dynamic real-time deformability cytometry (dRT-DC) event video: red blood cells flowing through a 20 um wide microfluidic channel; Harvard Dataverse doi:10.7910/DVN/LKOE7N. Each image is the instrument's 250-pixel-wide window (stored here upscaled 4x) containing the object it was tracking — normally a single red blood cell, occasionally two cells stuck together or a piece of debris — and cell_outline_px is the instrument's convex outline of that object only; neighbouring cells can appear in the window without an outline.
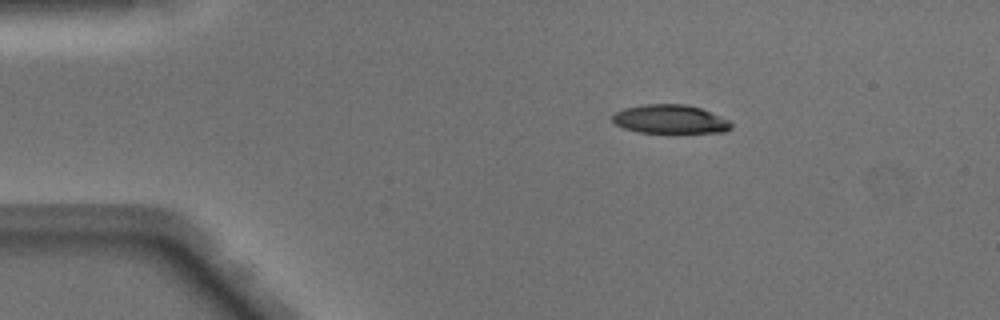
{"species": "Egyptian fruit bat (a non-hibernating species)", "species_latin": "Rousettus aegyptiacus", "temperature_condition": "warm", "stored_images_in_passage": 42, "camera_frame_rate_fps": 3000, "um_per_image_px": 0.085, "animal": {"sex": "male"}, "frame": {"image": 1, "passage_image": 1, "time_ms": 0.0, "image_size_px": [1000, 320], "cell_outline_px": [[732, 128], [724, 132], [636, 132], [624, 128], [616, 124], [612, 120], [612, 116], [616, 112], [624, 108], [644, 104], [684, 104], [700, 108], [732, 120]], "centroid_in_image_um": [56.99, 10.13], "position_along_channel_um": 28.0, "area_um2": 19.88}}
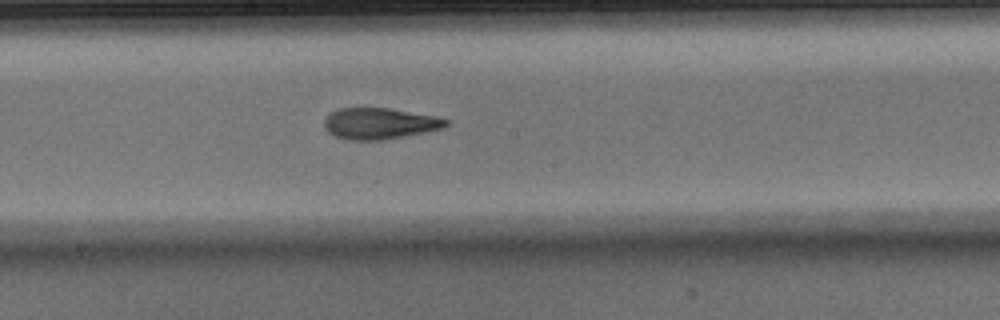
{"frame": {"image": 2, "passage_image": 19, "time_ms": 6.0, "image_size_px": [1000, 320], "cell_outline_px": [[448, 124], [444, 128], [384, 140], [344, 140], [328, 132], [324, 128], [324, 120], [332, 112], [340, 108], [388, 108], [436, 116], [448, 120]], "centroid_in_image_um": [32.25, 10.5], "position_along_channel_um": 215.9, "area_um2": 22.08}}
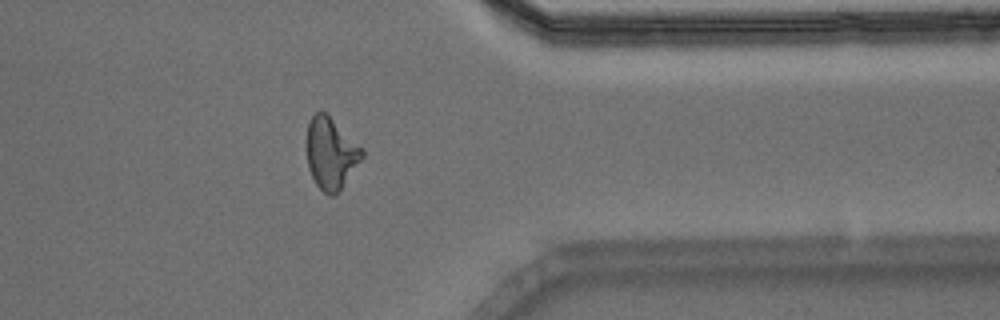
{"frame": {"image": 3, "passage_image": 32, "time_ms": 10.333, "image_size_px": [1000, 320], "cell_outline_px": [[364, 156], [340, 188], [332, 196], [328, 196], [316, 184], [308, 168], [304, 144], [304, 140], [308, 120], [320, 108], [364, 148]], "centroid_in_image_um": [28.07, 12.97], "position_along_channel_um": 383.3, "area_um2": 23.41}, "authors_computed_cell_mechanics": {"area_um2": 22.4553, "velocity_mm_per_s": 4.107, "shape_relaxation_time_tau1_ms": 9.1882, "shape_relaxation_time_tau2_ms": 2.1364, "deformation_change_tau1": 0.2817, "deformation_change_tau2": 0.1121}}